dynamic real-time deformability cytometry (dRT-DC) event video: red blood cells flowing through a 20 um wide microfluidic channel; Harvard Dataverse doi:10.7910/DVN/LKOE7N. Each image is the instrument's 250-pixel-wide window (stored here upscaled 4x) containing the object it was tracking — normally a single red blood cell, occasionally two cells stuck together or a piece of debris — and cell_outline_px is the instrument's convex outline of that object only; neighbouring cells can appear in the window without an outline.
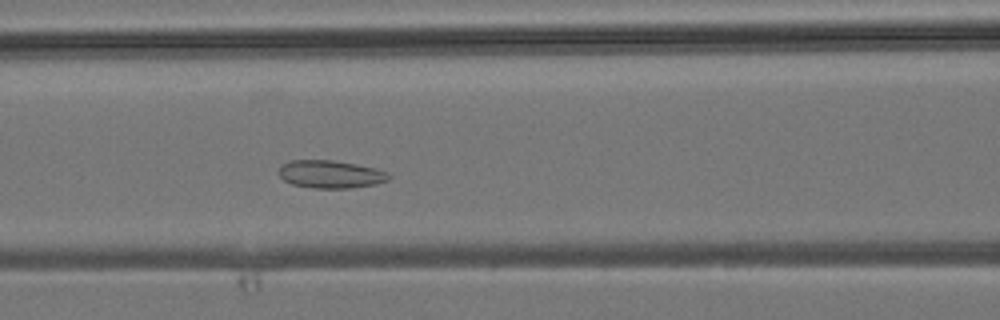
{"species": "common noctule bat (a hibernating species)", "species_latin": "Nyctalus noctula", "temperature_condition": "room temperature", "stored_images_in_passage": 44, "camera_frame_rate_fps": 3000, "um_per_image_px": 0.085, "animal": {"sex": "male", "body_mass_g": 19.2, "forearm_length_mm": 51.8}, "frame": {"image": 1, "passage_image": 17, "time_ms": 5.333, "image_size_px": [1000, 320], "cell_outline_px": [[392, 176], [388, 180], [376, 184], [352, 188], [312, 188], [292, 184], [284, 180], [280, 176], [280, 168], [284, 164], [292, 160], [332, 160], [356, 164], [388, 172]], "centroid_in_image_um": [28.13, 14.82], "position_along_channel_um": 138.5, "area_um2": 17.69}}
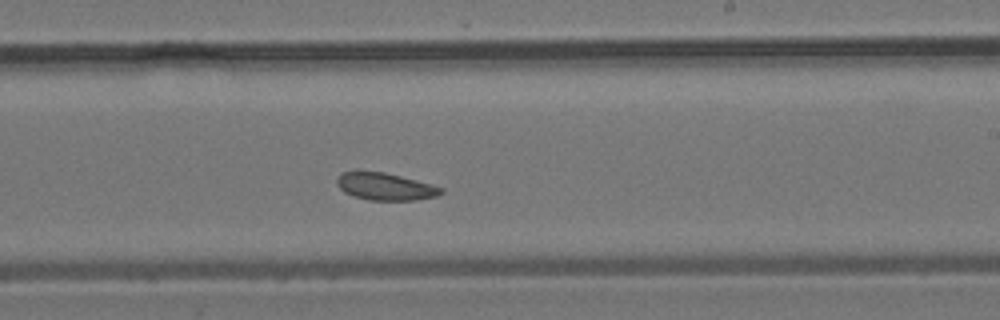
{"frame": {"image": 2, "passage_image": 25, "time_ms": 8.0, "image_size_px": [1000, 320], "cell_outline_px": [[444, 192], [436, 196], [416, 200], [368, 200], [344, 192], [340, 188], [336, 180], [344, 172], [356, 168], [384, 172], [400, 176], [444, 188]], "centroid_in_image_um": [32.71, 15.82], "position_along_channel_um": 256.3, "area_um2": 16.7}}
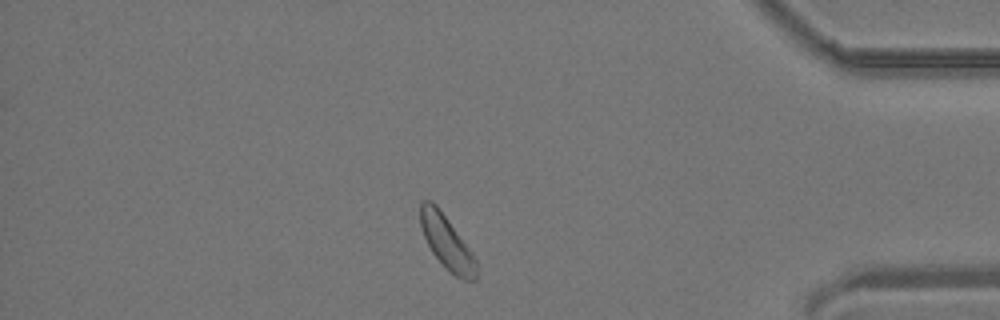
{"frame": {"image": 3, "passage_image": 37, "time_ms": 12.0, "image_size_px": [1000, 320], "cell_outline_px": [[476, 280], [464, 280], [456, 276], [432, 252], [424, 236], [420, 224], [420, 204], [424, 200], [432, 200], [436, 204], [468, 248], [476, 260]], "centroid_in_image_um": [37.95, 20.57], "position_along_channel_um": 397.3, "area_um2": 16.7}}